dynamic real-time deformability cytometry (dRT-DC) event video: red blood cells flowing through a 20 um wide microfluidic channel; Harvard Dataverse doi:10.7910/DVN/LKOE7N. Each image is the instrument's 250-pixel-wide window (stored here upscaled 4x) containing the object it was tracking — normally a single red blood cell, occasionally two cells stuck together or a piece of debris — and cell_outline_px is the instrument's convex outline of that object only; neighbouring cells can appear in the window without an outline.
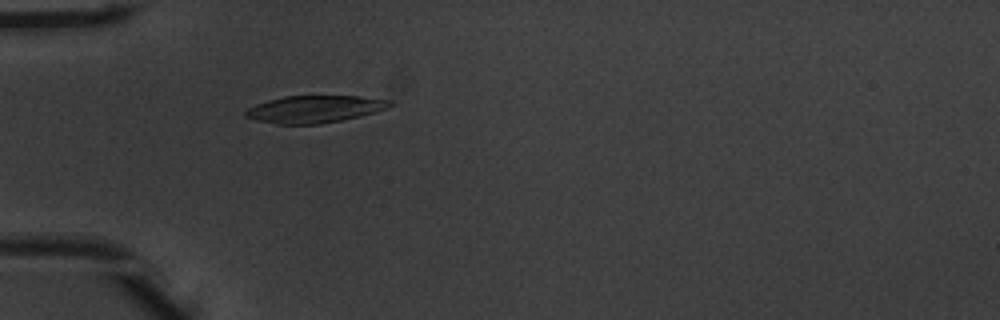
{"species": "common noctule bat (a hibernating species)", "species_latin": "Nyctalus noctula", "temperature_condition": "warm", "stored_images_in_passage": 53, "camera_frame_rate_fps": 3000, "um_per_image_px": 0.085, "animal": {"sex": "male", "body_mass_g": 20.1, "forearm_length_mm": 53.5}, "frame": {"image": 1, "passage_image": 17, "time_ms": 5.333, "image_size_px": [1000, 320], "cell_outline_px": [[392, 104], [388, 108], [376, 112], [360, 116], [320, 124], [276, 124], [256, 120], [244, 116], [244, 112], [248, 108], [256, 104], [268, 100], [284, 96], [356, 96], [392, 100]], "centroid_in_image_um": [26.73, 9.27], "position_along_channel_um": 58.3, "area_um2": 22.83}}
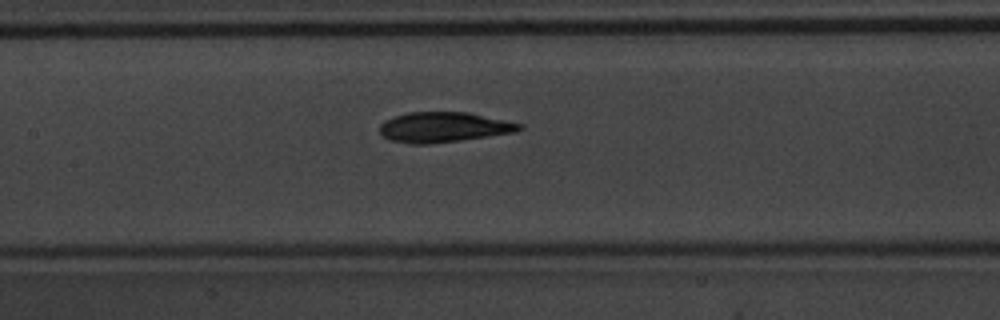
{"frame": {"image": 2, "passage_image": 26, "time_ms": 8.333, "image_size_px": [1000, 320], "cell_outline_px": [[524, 128], [516, 132], [460, 140], [428, 144], [408, 144], [388, 140], [380, 136], [380, 124], [384, 120], [408, 112], [468, 112], [524, 124]], "centroid_in_image_um": [37.69, 10.81], "position_along_channel_um": 169.7, "area_um2": 24.74}}
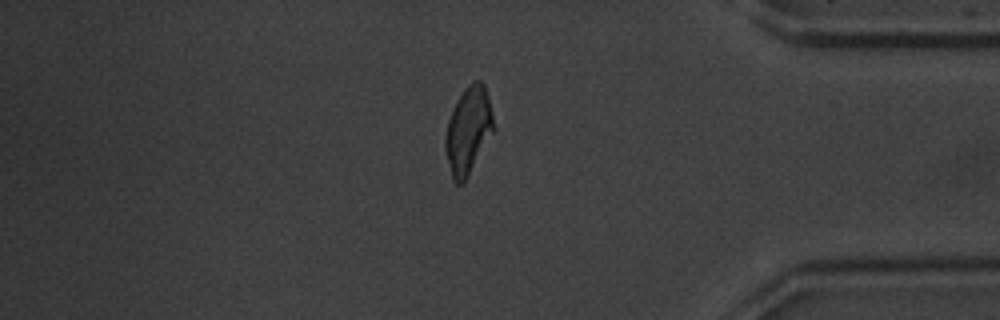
{"frame": {"image": 3, "passage_image": 45, "time_ms": 14.667, "image_size_px": [1000, 320], "cell_outline_px": [[496, 128], [464, 184], [456, 184], [452, 180], [444, 148], [444, 140], [448, 120], [456, 100], [464, 88], [472, 80], [480, 80], [484, 84], [488, 96]], "centroid_in_image_um": [39.8, 11.1], "position_along_channel_um": 395.4, "area_um2": 24.97}, "authors_computed_cell_mechanics": {"area_um2": 23.2934, "velocity_mm_per_s": 3.9347, "shape_relaxation_time_tau1_ms": 5.9163, "shape_relaxation_time_tau2_ms": 0.7048, "deformation_change_tau1": 0.2909, "deformation_change_tau2": 0.0625}}